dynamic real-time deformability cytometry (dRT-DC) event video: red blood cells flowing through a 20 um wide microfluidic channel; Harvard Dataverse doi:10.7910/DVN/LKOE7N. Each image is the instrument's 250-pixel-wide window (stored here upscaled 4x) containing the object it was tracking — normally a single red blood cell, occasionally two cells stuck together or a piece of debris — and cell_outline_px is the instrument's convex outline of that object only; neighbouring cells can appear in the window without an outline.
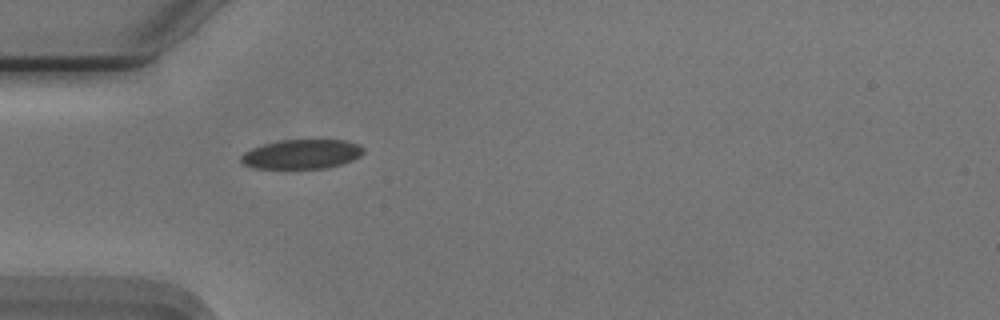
{"species": "Egyptian fruit bat (a non-hibernating species)", "species_latin": "Rousettus aegyptiacus", "temperature_condition": "cold", "stored_images_in_passage": 28, "camera_frame_rate_fps": 3000, "um_per_image_px": 0.085, "animal": {"sex": "male"}, "frame": {"image": 1, "passage_image": 1, "time_ms": 0.0, "image_size_px": [1000, 320], "cell_outline_px": [[364, 152], [360, 156], [352, 160], [340, 164], [324, 168], [252, 168], [244, 164], [240, 160], [240, 156], [244, 152], [252, 148], [264, 144], [280, 140], [344, 140], [360, 144], [364, 148]], "centroid_in_image_um": [25.65, 13.1], "position_along_channel_um": 59.4, "area_um2": 20.92}}
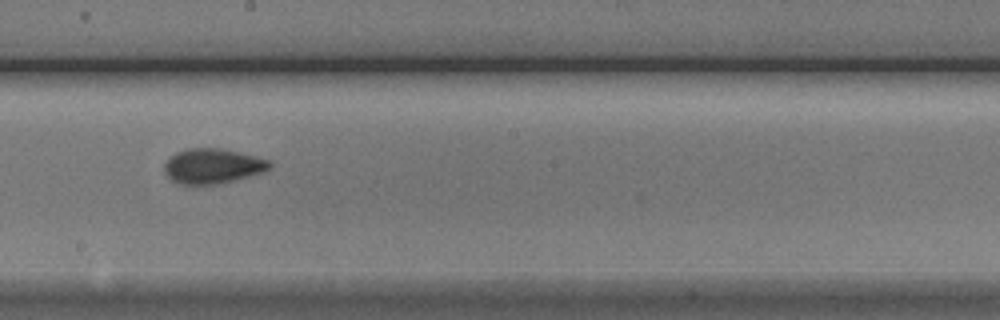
{"frame": {"image": 2, "passage_image": 15, "time_ms": 4.667, "image_size_px": [1000, 320], "cell_outline_px": [[272, 168], [264, 172], [220, 184], [180, 184], [172, 180], [164, 172], [164, 164], [176, 152], [188, 148], [220, 148], [268, 160], [272, 164]], "centroid_in_image_um": [18.07, 14.12], "position_along_channel_um": 230.1, "area_um2": 21.27}}
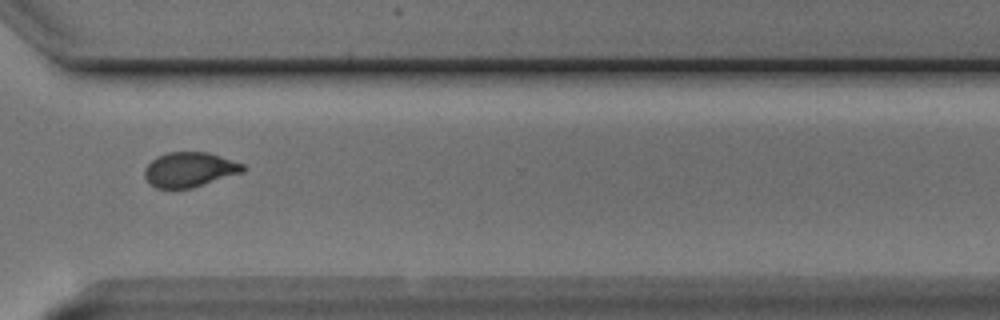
{"frame": {"image": 3, "passage_image": 25, "time_ms": 8.0, "image_size_px": [1000, 320], "cell_outline_px": [[248, 168], [244, 172], [192, 188], [156, 188], [144, 176], [144, 168], [156, 156], [168, 152], [208, 152], [244, 164]], "centroid_in_image_um": [16.14, 14.41], "position_along_channel_um": 354.5, "area_um2": 20.0}, "authors_computed_cell_mechanics": {"area_um2": 20.8947, "velocity_mm_per_s": 3.7323, "shape_relaxation_time_tau1_ms": 3.674, "shape_relaxation_time_tau2_ms": 1.545, "deformation_change_tau1": 0.1347, "deformation_change_tau2": 0.0577}}